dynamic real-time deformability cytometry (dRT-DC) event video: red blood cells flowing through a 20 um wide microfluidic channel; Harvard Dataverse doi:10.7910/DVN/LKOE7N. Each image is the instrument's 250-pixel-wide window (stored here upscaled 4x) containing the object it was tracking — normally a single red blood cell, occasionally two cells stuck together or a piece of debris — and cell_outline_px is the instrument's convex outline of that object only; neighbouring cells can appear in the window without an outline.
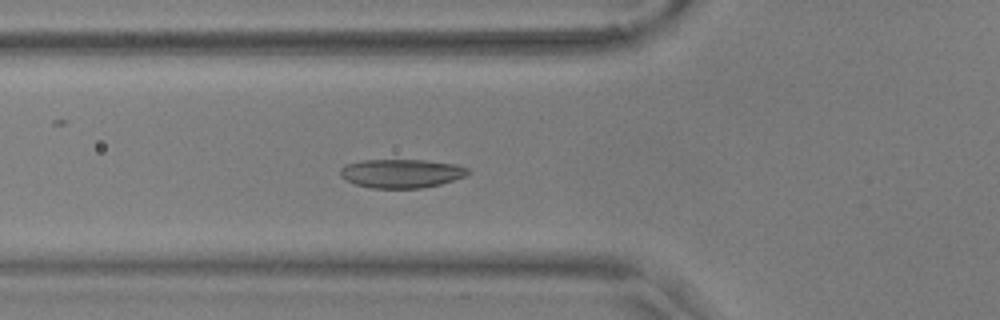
{"species": "common noctule bat (a hibernating species)", "species_latin": "Nyctalus noctula", "temperature_condition": "warm", "stored_images_in_passage": 54, "camera_frame_rate_fps": 3000, "um_per_image_px": 0.085, "animal": {"sex": "male", "body_mass_g": 17.9, "forearm_length_mm": 54.2}, "frame": {"image": 1, "passage_image": 18, "time_ms": 5.667, "image_size_px": [1000, 320], "cell_outline_px": [[472, 172], [464, 176], [440, 184], [420, 188], [372, 188], [356, 184], [340, 176], [340, 168], [344, 164], [364, 160], [424, 160], [456, 164], [468, 168]], "centroid_in_image_um": [34.12, 14.73], "position_along_channel_um": 91.7, "area_um2": 21.33}}
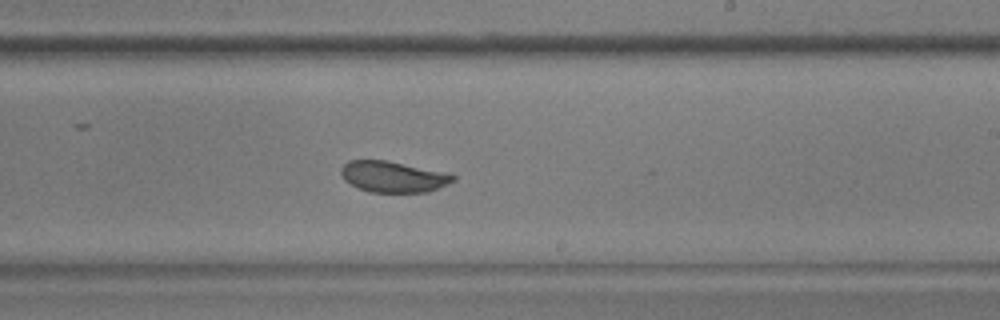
{"frame": {"image": 2, "passage_image": 32, "time_ms": 10.333, "image_size_px": [1000, 320], "cell_outline_px": [[456, 180], [448, 184], [428, 192], [368, 192], [344, 180], [340, 172], [340, 168], [348, 160], [384, 160], [452, 172], [456, 176]], "centroid_in_image_um": [33.48, 15.01], "position_along_channel_um": 255.5, "area_um2": 20.58}}
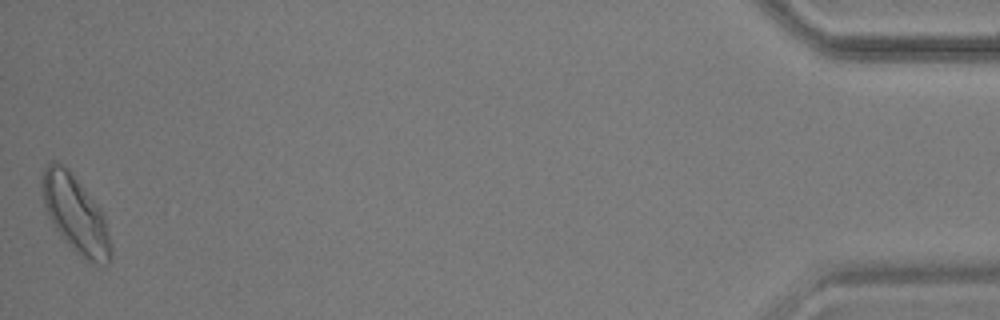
{"frame": {"image": 3, "passage_image": 54, "time_ms": 17.667, "image_size_px": [1000, 320], "cell_outline_px": [[112, 256], [108, 264], [88, 264], [60, 236], [48, 216], [44, 204], [40, 184], [44, 168], [52, 160], [56, 160], [68, 168], [100, 208], [104, 216], [112, 244]], "centroid_in_image_um": [6.42, 18.23], "position_along_channel_um": 428.8, "area_um2": 31.21}, "authors_computed_cell_mechanics": {"area_um2": 21.3282, "velocity_mm_per_s": 3.554, "shape_relaxation_time_tau1_ms": 4.1785, "shape_relaxation_time_tau2_ms": null, "deformation_change_tau1": 0.0969, "deformation_change_tau2": null}}